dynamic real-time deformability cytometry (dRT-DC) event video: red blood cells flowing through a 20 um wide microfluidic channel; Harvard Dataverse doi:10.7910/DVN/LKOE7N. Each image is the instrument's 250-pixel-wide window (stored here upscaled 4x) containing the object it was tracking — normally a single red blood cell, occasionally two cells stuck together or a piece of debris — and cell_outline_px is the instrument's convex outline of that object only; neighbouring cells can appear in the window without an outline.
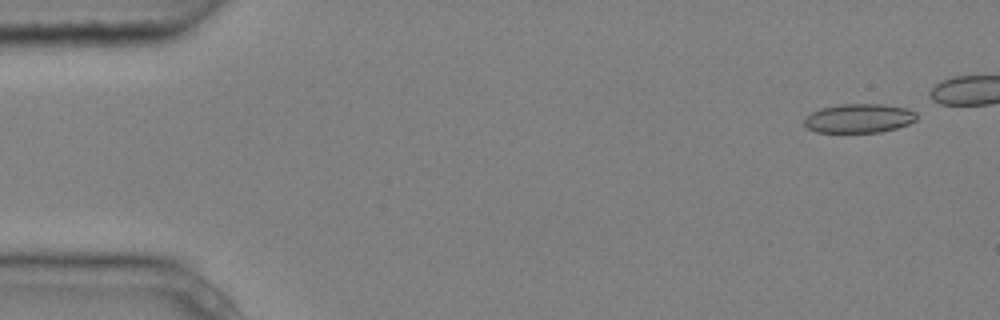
{"species": "common noctule bat (a hibernating species)", "species_latin": "Nyctalus noctula", "temperature_condition": "cold", "stored_images_in_passage": 9, "camera_frame_rate_fps": 3000, "um_per_image_px": 0.085, "animal": {"sex": "male", "body_mass_g": 20.4}, "frame": {"image": 1, "passage_image": 1, "time_ms": 0.0, "image_size_px": [1000, 320], "cell_outline_px": [[916, 120], [908, 124], [896, 128], [880, 132], [816, 132], [808, 128], [804, 124], [804, 120], [812, 112], [820, 108], [840, 104], [884, 104], [908, 108], [916, 112]], "centroid_in_image_um": [73.03, 10.05], "position_along_channel_um": 12.0, "area_um2": 19.02}}